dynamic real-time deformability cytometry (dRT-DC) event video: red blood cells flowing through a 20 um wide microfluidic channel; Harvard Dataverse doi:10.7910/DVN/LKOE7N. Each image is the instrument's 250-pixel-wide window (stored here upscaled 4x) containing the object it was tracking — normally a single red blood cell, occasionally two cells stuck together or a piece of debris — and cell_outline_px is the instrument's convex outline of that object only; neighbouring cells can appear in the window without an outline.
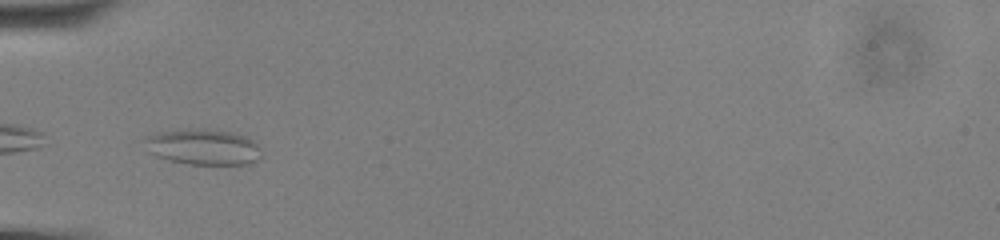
{"species": "common noctule bat (a hibernating species)", "species_latin": "Nyctalus noctula", "temperature_condition": "cold", "stored_images_in_passage": 5, "camera_frame_rate_fps": 3000, "um_per_image_px": 0.085, "animal": {"sex": "male", "body_mass_g": 13.0, "forearm_length_mm": 53.1}, "frame": {"image": 1, "passage_image": 1, "time_ms": 0.0, "image_size_px": [1000, 240], "cell_outline_px": [[260, 156], [256, 160], [248, 164], [188, 164], [168, 160], [156, 156], [148, 152], [144, 140], [144, 136], [156, 132], [176, 128], [204, 128], [232, 132], [248, 136], [260, 148]], "centroid_in_image_um": [17.21, 12.46], "position_along_channel_um": 67.8, "area_um2": 24.85}}